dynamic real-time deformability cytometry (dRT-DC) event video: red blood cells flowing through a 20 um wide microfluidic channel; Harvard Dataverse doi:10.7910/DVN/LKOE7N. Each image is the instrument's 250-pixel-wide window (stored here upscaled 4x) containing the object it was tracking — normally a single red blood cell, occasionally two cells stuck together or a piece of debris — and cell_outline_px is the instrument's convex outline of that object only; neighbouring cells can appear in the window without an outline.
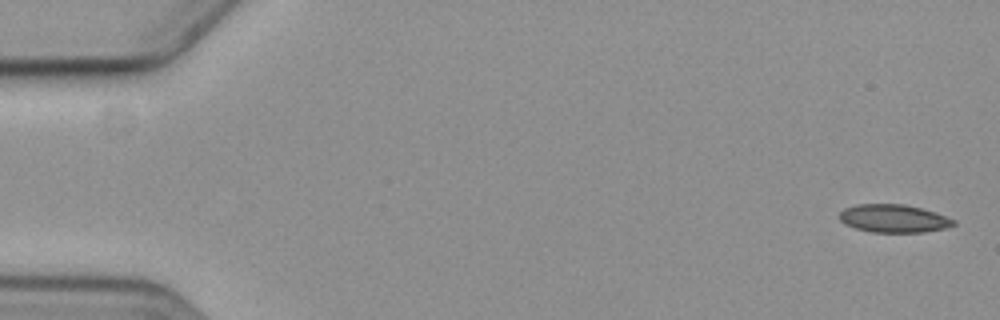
{"species": "common noctule bat (a hibernating species)", "species_latin": "Nyctalus noctula", "temperature_condition": "cold", "stored_images_in_passage": 7, "camera_frame_rate_fps": 3000, "um_per_image_px": 0.085, "animal": {"sex": "female", "body_mass_g": 19.3, "forearm_length_mm": 54.1}, "frame": {"image": 1, "passage_image": 1, "time_ms": 0.0, "image_size_px": [1000, 320], "cell_outline_px": [[956, 224], [944, 228], [924, 232], [872, 232], [856, 228], [844, 224], [840, 220], [840, 212], [844, 208], [856, 204], [904, 204], [920, 208], [956, 220]], "centroid_in_image_um": [75.93, 18.57], "position_along_channel_um": 9.1, "area_um2": 18.44}}
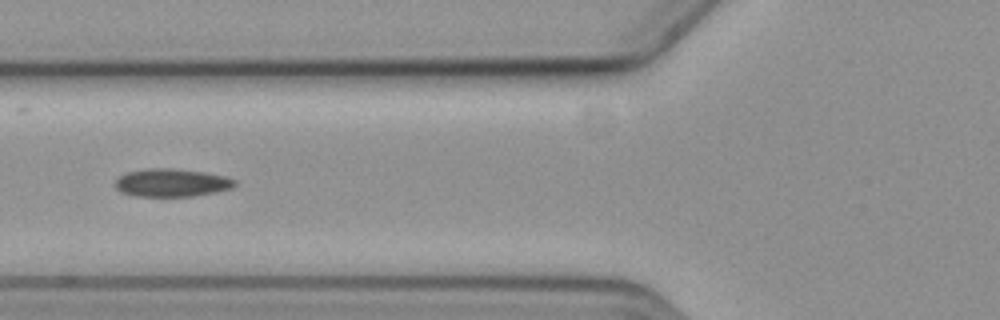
{"frame": {"image": 2, "passage_image": 5, "time_ms": 7.0, "image_size_px": [1000, 320], "cell_outline_px": [[236, 184], [232, 188], [216, 192], [192, 196], [136, 196], [120, 192], [116, 188], [116, 180], [120, 176], [128, 172], [148, 168], [172, 168], [204, 172], [224, 176], [236, 180]], "centroid_in_image_um": [14.6, 15.53], "position_along_channel_um": 111.2, "area_um2": 19.42}}
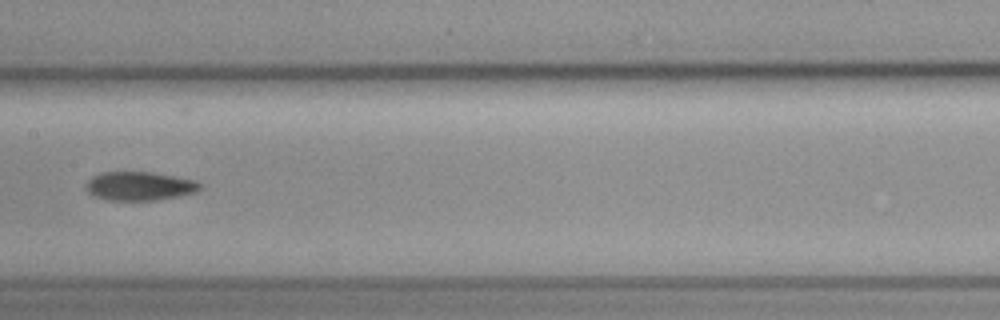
{"frame": {"image": 3, "passage_image": 7, "time_ms": 9.333, "image_size_px": [1000, 320], "cell_outline_px": [[204, 184], [196, 192], [180, 196], [156, 200], [108, 200], [92, 196], [84, 188], [88, 180], [92, 176], [104, 172], [152, 172], [196, 180]], "centroid_in_image_um": [11.87, 15.82], "position_along_channel_um": 195.5, "area_um2": 19.31}}